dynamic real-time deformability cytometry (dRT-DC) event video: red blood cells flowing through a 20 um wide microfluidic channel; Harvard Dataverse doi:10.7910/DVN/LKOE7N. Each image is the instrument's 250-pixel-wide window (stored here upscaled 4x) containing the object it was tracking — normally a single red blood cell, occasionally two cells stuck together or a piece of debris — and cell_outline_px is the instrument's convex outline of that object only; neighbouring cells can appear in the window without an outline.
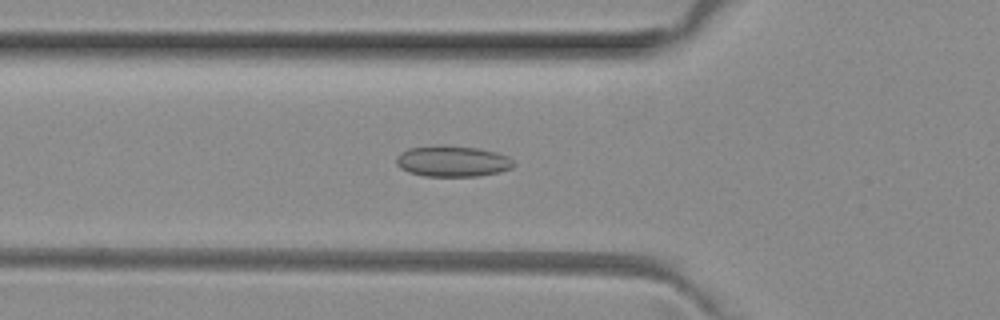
{"species": "common noctule bat (a hibernating species)", "species_latin": "Nyctalus noctula", "temperature_condition": "room temperature", "stored_images_in_passage": 35, "camera_frame_rate_fps": 3000, "um_per_image_px": 0.085, "animal": {"sex": "female", "body_mass_g": 29.2, "forearm_length_mm": 56.3}, "frame": {"image": 1, "passage_image": 8, "time_ms": 2.333, "image_size_px": [1000, 320], "cell_outline_px": [[516, 164], [512, 168], [500, 172], [476, 176], [424, 176], [408, 172], [400, 168], [396, 164], [396, 156], [400, 152], [408, 148], [444, 144], [476, 148], [496, 152], [508, 156]], "centroid_in_image_um": [38.44, 13.7], "position_along_channel_um": 87.4, "area_um2": 21.44}}
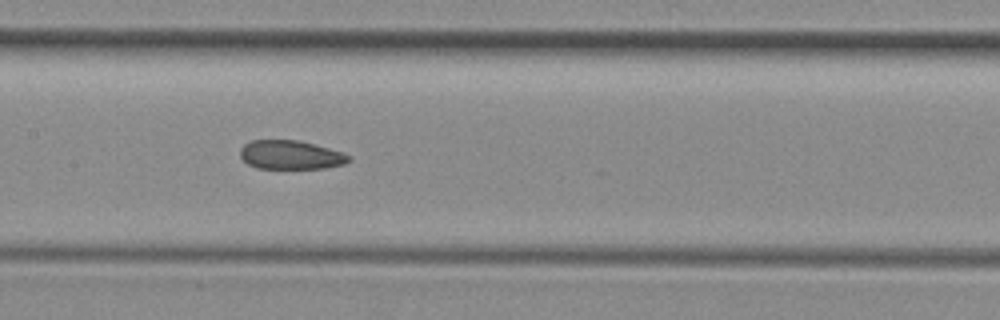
{"frame": {"image": 2, "passage_image": 15, "time_ms": 4.667, "image_size_px": [1000, 320], "cell_outline_px": [[352, 160], [344, 164], [324, 168], [256, 168], [248, 164], [240, 156], [240, 148], [244, 144], [252, 140], [300, 140], [344, 152], [352, 156]], "centroid_in_image_um": [24.74, 13.16], "position_along_channel_um": 182.7, "area_um2": 18.44}}
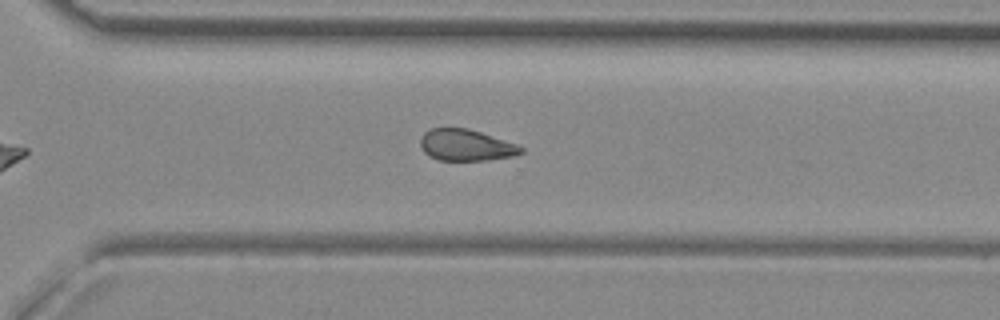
{"frame": {"image": 3, "passage_image": 26, "time_ms": 8.333, "image_size_px": [1000, 320], "cell_outline_px": [[524, 152], [516, 156], [488, 160], [436, 160], [428, 156], [424, 152], [420, 144], [420, 140], [424, 132], [432, 128], [468, 128], [516, 144], [524, 148]], "centroid_in_image_um": [39.61, 12.35], "position_along_channel_um": 331.0, "area_um2": 18.5}, "authors_computed_cell_mechanics": {"area_um2": 19.4786, "velocity_mm_per_s": 4.0553, "shape_relaxation_time_tau1_ms": 9.5061, "shape_relaxation_time_tau2_ms": 3.4268, "deformation_change_tau1": 0.1335, "deformation_change_tau2": 0.0918}}